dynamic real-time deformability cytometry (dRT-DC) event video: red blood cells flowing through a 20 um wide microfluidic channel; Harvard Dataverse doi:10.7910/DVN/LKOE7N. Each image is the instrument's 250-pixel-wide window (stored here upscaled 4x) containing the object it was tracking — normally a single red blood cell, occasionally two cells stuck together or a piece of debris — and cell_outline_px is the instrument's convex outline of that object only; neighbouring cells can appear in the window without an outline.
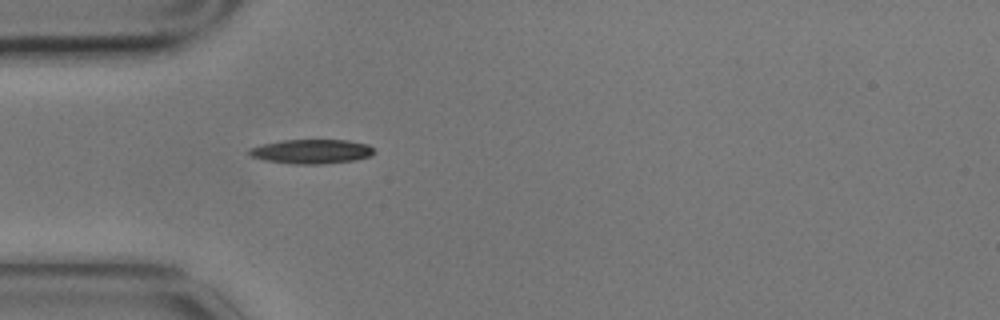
{"species": "common noctule bat (a hibernating species)", "species_latin": "Nyctalus noctula", "temperature_condition": "cold", "stored_images_in_passage": 1, "camera_frame_rate_fps": 3000, "um_per_image_px": 0.085, "animal": {"sex": "male", "body_mass_g": 17.9}, "frame": {"image": 1, "passage_image": 1, "time_ms": 0.0, "image_size_px": [1000, 320], "cell_outline_px": [[376, 152], [372, 156], [356, 160], [320, 164], [292, 164], [264, 160], [252, 156], [248, 152], [248, 148], [264, 144], [284, 140], [348, 140], [368, 144]], "centroid_in_image_um": [26.52, 12.88], "position_along_channel_um": 58.5, "area_um2": 17.74}}